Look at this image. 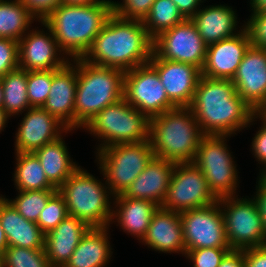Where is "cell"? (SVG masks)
<instances>
[{"label":"cell","instance_id":"6da1fadb","mask_svg":"<svg viewBox=\"0 0 266 267\" xmlns=\"http://www.w3.org/2000/svg\"><path fill=\"white\" fill-rule=\"evenodd\" d=\"M189 108L204 135L231 136L256 121V112L238 95L230 79L201 75Z\"/></svg>","mask_w":266,"mask_h":267},{"label":"cell","instance_id":"7a4b0ae2","mask_svg":"<svg viewBox=\"0 0 266 267\" xmlns=\"http://www.w3.org/2000/svg\"><path fill=\"white\" fill-rule=\"evenodd\" d=\"M152 52L153 40L143 22L120 18L113 13L82 59L126 72L148 63Z\"/></svg>","mask_w":266,"mask_h":267},{"label":"cell","instance_id":"3957f363","mask_svg":"<svg viewBox=\"0 0 266 267\" xmlns=\"http://www.w3.org/2000/svg\"><path fill=\"white\" fill-rule=\"evenodd\" d=\"M113 1L89 5L60 4L43 21L69 59L82 58L113 14Z\"/></svg>","mask_w":266,"mask_h":267},{"label":"cell","instance_id":"277c9868","mask_svg":"<svg viewBox=\"0 0 266 267\" xmlns=\"http://www.w3.org/2000/svg\"><path fill=\"white\" fill-rule=\"evenodd\" d=\"M203 136L189 107H176L150 118L149 140L155 157L191 163Z\"/></svg>","mask_w":266,"mask_h":267},{"label":"cell","instance_id":"5b68a950","mask_svg":"<svg viewBox=\"0 0 266 267\" xmlns=\"http://www.w3.org/2000/svg\"><path fill=\"white\" fill-rule=\"evenodd\" d=\"M72 60L77 66L74 102V129H76L84 128L98 112L123 98L125 72L94 65L82 58Z\"/></svg>","mask_w":266,"mask_h":267},{"label":"cell","instance_id":"8992f818","mask_svg":"<svg viewBox=\"0 0 266 267\" xmlns=\"http://www.w3.org/2000/svg\"><path fill=\"white\" fill-rule=\"evenodd\" d=\"M58 192L65 200L69 216L81 219L90 227L111 224L113 209L109 200L112 194L108 185L82 167L66 179Z\"/></svg>","mask_w":266,"mask_h":267},{"label":"cell","instance_id":"52a82bcc","mask_svg":"<svg viewBox=\"0 0 266 267\" xmlns=\"http://www.w3.org/2000/svg\"><path fill=\"white\" fill-rule=\"evenodd\" d=\"M85 128L102 139L98 151L116 144L148 141L150 119L122 98L98 112Z\"/></svg>","mask_w":266,"mask_h":267},{"label":"cell","instance_id":"ba28073f","mask_svg":"<svg viewBox=\"0 0 266 267\" xmlns=\"http://www.w3.org/2000/svg\"><path fill=\"white\" fill-rule=\"evenodd\" d=\"M96 153L112 198L123 194L154 157L150 140L107 146Z\"/></svg>","mask_w":266,"mask_h":267},{"label":"cell","instance_id":"9c48e42d","mask_svg":"<svg viewBox=\"0 0 266 267\" xmlns=\"http://www.w3.org/2000/svg\"><path fill=\"white\" fill-rule=\"evenodd\" d=\"M228 137L230 135H204L193 161L217 199L235 196L239 185L238 170L226 144Z\"/></svg>","mask_w":266,"mask_h":267},{"label":"cell","instance_id":"30bf717a","mask_svg":"<svg viewBox=\"0 0 266 267\" xmlns=\"http://www.w3.org/2000/svg\"><path fill=\"white\" fill-rule=\"evenodd\" d=\"M227 242L232 250L266 246V233L254 199L236 196L218 199ZM223 208V209H222Z\"/></svg>","mask_w":266,"mask_h":267},{"label":"cell","instance_id":"8fae6325","mask_svg":"<svg viewBox=\"0 0 266 267\" xmlns=\"http://www.w3.org/2000/svg\"><path fill=\"white\" fill-rule=\"evenodd\" d=\"M217 201L204 174L193 162L175 163L162 208L181 213Z\"/></svg>","mask_w":266,"mask_h":267},{"label":"cell","instance_id":"7c38bea8","mask_svg":"<svg viewBox=\"0 0 266 267\" xmlns=\"http://www.w3.org/2000/svg\"><path fill=\"white\" fill-rule=\"evenodd\" d=\"M123 90V98L149 119L176 108L168 99L157 71L149 63L125 72Z\"/></svg>","mask_w":266,"mask_h":267},{"label":"cell","instance_id":"4fadbf2b","mask_svg":"<svg viewBox=\"0 0 266 267\" xmlns=\"http://www.w3.org/2000/svg\"><path fill=\"white\" fill-rule=\"evenodd\" d=\"M185 250L230 248L219 202L180 213Z\"/></svg>","mask_w":266,"mask_h":267},{"label":"cell","instance_id":"5bb4252c","mask_svg":"<svg viewBox=\"0 0 266 267\" xmlns=\"http://www.w3.org/2000/svg\"><path fill=\"white\" fill-rule=\"evenodd\" d=\"M153 52L160 59L192 64L202 70L207 44L191 19H185L153 40Z\"/></svg>","mask_w":266,"mask_h":267},{"label":"cell","instance_id":"9a60e30c","mask_svg":"<svg viewBox=\"0 0 266 267\" xmlns=\"http://www.w3.org/2000/svg\"><path fill=\"white\" fill-rule=\"evenodd\" d=\"M40 23L49 33L32 29L18 41L19 68L26 71L60 69L69 59L63 56L51 29L43 21Z\"/></svg>","mask_w":266,"mask_h":267},{"label":"cell","instance_id":"2e32d148","mask_svg":"<svg viewBox=\"0 0 266 267\" xmlns=\"http://www.w3.org/2000/svg\"><path fill=\"white\" fill-rule=\"evenodd\" d=\"M232 82L251 109L262 112L266 108V48L250 45Z\"/></svg>","mask_w":266,"mask_h":267},{"label":"cell","instance_id":"e0dca14e","mask_svg":"<svg viewBox=\"0 0 266 267\" xmlns=\"http://www.w3.org/2000/svg\"><path fill=\"white\" fill-rule=\"evenodd\" d=\"M148 63L157 71L168 99L176 107H189L201 70L192 64L160 59L154 52Z\"/></svg>","mask_w":266,"mask_h":267},{"label":"cell","instance_id":"ac0fdd59","mask_svg":"<svg viewBox=\"0 0 266 267\" xmlns=\"http://www.w3.org/2000/svg\"><path fill=\"white\" fill-rule=\"evenodd\" d=\"M24 115L15 134L16 153H33L71 131L42 107H31Z\"/></svg>","mask_w":266,"mask_h":267},{"label":"cell","instance_id":"d6986e66","mask_svg":"<svg viewBox=\"0 0 266 267\" xmlns=\"http://www.w3.org/2000/svg\"><path fill=\"white\" fill-rule=\"evenodd\" d=\"M250 45V37L244 25L237 35L207 45L201 75L212 79L232 80Z\"/></svg>","mask_w":266,"mask_h":267},{"label":"cell","instance_id":"ffe728a7","mask_svg":"<svg viewBox=\"0 0 266 267\" xmlns=\"http://www.w3.org/2000/svg\"><path fill=\"white\" fill-rule=\"evenodd\" d=\"M77 87V66L70 60L53 70L50 93L42 108L68 129L74 130V102Z\"/></svg>","mask_w":266,"mask_h":267},{"label":"cell","instance_id":"44dd1931","mask_svg":"<svg viewBox=\"0 0 266 267\" xmlns=\"http://www.w3.org/2000/svg\"><path fill=\"white\" fill-rule=\"evenodd\" d=\"M142 243L155 251L182 253L185 256L186 250L180 213L158 207L152 216Z\"/></svg>","mask_w":266,"mask_h":267},{"label":"cell","instance_id":"7402d4cb","mask_svg":"<svg viewBox=\"0 0 266 267\" xmlns=\"http://www.w3.org/2000/svg\"><path fill=\"white\" fill-rule=\"evenodd\" d=\"M174 166L175 163L154 156L122 195L149 200L161 207L167 195Z\"/></svg>","mask_w":266,"mask_h":267},{"label":"cell","instance_id":"603a6c76","mask_svg":"<svg viewBox=\"0 0 266 267\" xmlns=\"http://www.w3.org/2000/svg\"><path fill=\"white\" fill-rule=\"evenodd\" d=\"M90 228L81 219L68 215L53 230L44 234V251L51 267H64Z\"/></svg>","mask_w":266,"mask_h":267},{"label":"cell","instance_id":"cb8c5ba5","mask_svg":"<svg viewBox=\"0 0 266 267\" xmlns=\"http://www.w3.org/2000/svg\"><path fill=\"white\" fill-rule=\"evenodd\" d=\"M0 223L8 246L28 249H44V233L39 226L26 220L5 196H0Z\"/></svg>","mask_w":266,"mask_h":267},{"label":"cell","instance_id":"d4e9b609","mask_svg":"<svg viewBox=\"0 0 266 267\" xmlns=\"http://www.w3.org/2000/svg\"><path fill=\"white\" fill-rule=\"evenodd\" d=\"M236 11L228 5H210L199 9L191 18L199 35L209 45L237 35L238 21ZM238 32H236V31Z\"/></svg>","mask_w":266,"mask_h":267},{"label":"cell","instance_id":"484cf974","mask_svg":"<svg viewBox=\"0 0 266 267\" xmlns=\"http://www.w3.org/2000/svg\"><path fill=\"white\" fill-rule=\"evenodd\" d=\"M113 199L116 210L113 207L112 220L116 221L111 222H117L124 232L142 241L159 206L149 200L128 198L122 194L114 196Z\"/></svg>","mask_w":266,"mask_h":267},{"label":"cell","instance_id":"4316f807","mask_svg":"<svg viewBox=\"0 0 266 267\" xmlns=\"http://www.w3.org/2000/svg\"><path fill=\"white\" fill-rule=\"evenodd\" d=\"M107 227H91L64 267H105L113 253Z\"/></svg>","mask_w":266,"mask_h":267},{"label":"cell","instance_id":"83f0119b","mask_svg":"<svg viewBox=\"0 0 266 267\" xmlns=\"http://www.w3.org/2000/svg\"><path fill=\"white\" fill-rule=\"evenodd\" d=\"M33 153L39 159L47 179L57 190L81 167L71 159L62 136L36 149Z\"/></svg>","mask_w":266,"mask_h":267},{"label":"cell","instance_id":"f1b7e54d","mask_svg":"<svg viewBox=\"0 0 266 267\" xmlns=\"http://www.w3.org/2000/svg\"><path fill=\"white\" fill-rule=\"evenodd\" d=\"M14 182L17 190H57L47 179L39 159L34 153H15Z\"/></svg>","mask_w":266,"mask_h":267},{"label":"cell","instance_id":"f546056e","mask_svg":"<svg viewBox=\"0 0 266 267\" xmlns=\"http://www.w3.org/2000/svg\"><path fill=\"white\" fill-rule=\"evenodd\" d=\"M34 21L20 0H0V38L19 41Z\"/></svg>","mask_w":266,"mask_h":267},{"label":"cell","instance_id":"4dcf8cb0","mask_svg":"<svg viewBox=\"0 0 266 267\" xmlns=\"http://www.w3.org/2000/svg\"><path fill=\"white\" fill-rule=\"evenodd\" d=\"M3 90L2 109L9 117L31 108L27 96L28 71L17 68L0 77Z\"/></svg>","mask_w":266,"mask_h":267},{"label":"cell","instance_id":"1f68e13d","mask_svg":"<svg viewBox=\"0 0 266 267\" xmlns=\"http://www.w3.org/2000/svg\"><path fill=\"white\" fill-rule=\"evenodd\" d=\"M184 20L185 18L172 0H155L142 22L149 37L154 40L161 33Z\"/></svg>","mask_w":266,"mask_h":267},{"label":"cell","instance_id":"d6a6232c","mask_svg":"<svg viewBox=\"0 0 266 267\" xmlns=\"http://www.w3.org/2000/svg\"><path fill=\"white\" fill-rule=\"evenodd\" d=\"M56 191L57 190H19V194L15 199L7 200L26 220L37 223L39 214L46 206L49 198Z\"/></svg>","mask_w":266,"mask_h":267},{"label":"cell","instance_id":"836d02e7","mask_svg":"<svg viewBox=\"0 0 266 267\" xmlns=\"http://www.w3.org/2000/svg\"><path fill=\"white\" fill-rule=\"evenodd\" d=\"M4 267H51L44 249L8 246L3 254Z\"/></svg>","mask_w":266,"mask_h":267},{"label":"cell","instance_id":"e575fe53","mask_svg":"<svg viewBox=\"0 0 266 267\" xmlns=\"http://www.w3.org/2000/svg\"><path fill=\"white\" fill-rule=\"evenodd\" d=\"M53 70L28 71L27 96L31 107H42L50 93Z\"/></svg>","mask_w":266,"mask_h":267},{"label":"cell","instance_id":"d590c367","mask_svg":"<svg viewBox=\"0 0 266 267\" xmlns=\"http://www.w3.org/2000/svg\"><path fill=\"white\" fill-rule=\"evenodd\" d=\"M68 216L67 206L58 190L49 198L38 217L37 225L46 234Z\"/></svg>","mask_w":266,"mask_h":267},{"label":"cell","instance_id":"8d00e7d4","mask_svg":"<svg viewBox=\"0 0 266 267\" xmlns=\"http://www.w3.org/2000/svg\"><path fill=\"white\" fill-rule=\"evenodd\" d=\"M231 248H199L187 250L185 257L193 262V267H218Z\"/></svg>","mask_w":266,"mask_h":267},{"label":"cell","instance_id":"74e56055","mask_svg":"<svg viewBox=\"0 0 266 267\" xmlns=\"http://www.w3.org/2000/svg\"><path fill=\"white\" fill-rule=\"evenodd\" d=\"M155 0H123L112 2L113 13L120 18L143 21Z\"/></svg>","mask_w":266,"mask_h":267},{"label":"cell","instance_id":"f35d334b","mask_svg":"<svg viewBox=\"0 0 266 267\" xmlns=\"http://www.w3.org/2000/svg\"><path fill=\"white\" fill-rule=\"evenodd\" d=\"M19 68L18 41L0 38V77Z\"/></svg>","mask_w":266,"mask_h":267},{"label":"cell","instance_id":"ab89813d","mask_svg":"<svg viewBox=\"0 0 266 267\" xmlns=\"http://www.w3.org/2000/svg\"><path fill=\"white\" fill-rule=\"evenodd\" d=\"M251 45L266 48V12H253L250 19L245 22Z\"/></svg>","mask_w":266,"mask_h":267},{"label":"cell","instance_id":"60d3db41","mask_svg":"<svg viewBox=\"0 0 266 267\" xmlns=\"http://www.w3.org/2000/svg\"><path fill=\"white\" fill-rule=\"evenodd\" d=\"M256 118L262 121L260 129L255 134L252 139V152L256 161L262 165L261 173L266 172V115L263 112H256Z\"/></svg>","mask_w":266,"mask_h":267},{"label":"cell","instance_id":"b9f144b4","mask_svg":"<svg viewBox=\"0 0 266 267\" xmlns=\"http://www.w3.org/2000/svg\"><path fill=\"white\" fill-rule=\"evenodd\" d=\"M30 14L39 22L44 21L62 0H20Z\"/></svg>","mask_w":266,"mask_h":267},{"label":"cell","instance_id":"7bdbcfd3","mask_svg":"<svg viewBox=\"0 0 266 267\" xmlns=\"http://www.w3.org/2000/svg\"><path fill=\"white\" fill-rule=\"evenodd\" d=\"M245 267H266V246L243 250Z\"/></svg>","mask_w":266,"mask_h":267},{"label":"cell","instance_id":"ee69618b","mask_svg":"<svg viewBox=\"0 0 266 267\" xmlns=\"http://www.w3.org/2000/svg\"><path fill=\"white\" fill-rule=\"evenodd\" d=\"M256 186V195L253 197L255 200L259 213L261 215L263 228L266 233V185L258 179Z\"/></svg>","mask_w":266,"mask_h":267},{"label":"cell","instance_id":"f6af8a7d","mask_svg":"<svg viewBox=\"0 0 266 267\" xmlns=\"http://www.w3.org/2000/svg\"><path fill=\"white\" fill-rule=\"evenodd\" d=\"M185 19H191L205 0H172Z\"/></svg>","mask_w":266,"mask_h":267},{"label":"cell","instance_id":"bcb514c9","mask_svg":"<svg viewBox=\"0 0 266 267\" xmlns=\"http://www.w3.org/2000/svg\"><path fill=\"white\" fill-rule=\"evenodd\" d=\"M218 267H245L243 250H231Z\"/></svg>","mask_w":266,"mask_h":267},{"label":"cell","instance_id":"7dc6e473","mask_svg":"<svg viewBox=\"0 0 266 267\" xmlns=\"http://www.w3.org/2000/svg\"><path fill=\"white\" fill-rule=\"evenodd\" d=\"M252 12H266V0H250Z\"/></svg>","mask_w":266,"mask_h":267},{"label":"cell","instance_id":"c3c4849f","mask_svg":"<svg viewBox=\"0 0 266 267\" xmlns=\"http://www.w3.org/2000/svg\"><path fill=\"white\" fill-rule=\"evenodd\" d=\"M105 0H62V3L71 5H89L94 3H101Z\"/></svg>","mask_w":266,"mask_h":267},{"label":"cell","instance_id":"681fc988","mask_svg":"<svg viewBox=\"0 0 266 267\" xmlns=\"http://www.w3.org/2000/svg\"><path fill=\"white\" fill-rule=\"evenodd\" d=\"M7 247H8L7 238L0 223V255L4 254Z\"/></svg>","mask_w":266,"mask_h":267},{"label":"cell","instance_id":"f907efd6","mask_svg":"<svg viewBox=\"0 0 266 267\" xmlns=\"http://www.w3.org/2000/svg\"><path fill=\"white\" fill-rule=\"evenodd\" d=\"M8 119L9 116L7 113L3 109H0V133L3 129H5Z\"/></svg>","mask_w":266,"mask_h":267},{"label":"cell","instance_id":"816d5d0a","mask_svg":"<svg viewBox=\"0 0 266 267\" xmlns=\"http://www.w3.org/2000/svg\"><path fill=\"white\" fill-rule=\"evenodd\" d=\"M3 99H4V96H3L2 84L0 80V109H2V106H3Z\"/></svg>","mask_w":266,"mask_h":267},{"label":"cell","instance_id":"f5cc1de1","mask_svg":"<svg viewBox=\"0 0 266 267\" xmlns=\"http://www.w3.org/2000/svg\"><path fill=\"white\" fill-rule=\"evenodd\" d=\"M0 267H4V264H3V255H0Z\"/></svg>","mask_w":266,"mask_h":267},{"label":"cell","instance_id":"db71d44e","mask_svg":"<svg viewBox=\"0 0 266 267\" xmlns=\"http://www.w3.org/2000/svg\"><path fill=\"white\" fill-rule=\"evenodd\" d=\"M259 179L266 185V177H259Z\"/></svg>","mask_w":266,"mask_h":267},{"label":"cell","instance_id":"11a10c76","mask_svg":"<svg viewBox=\"0 0 266 267\" xmlns=\"http://www.w3.org/2000/svg\"><path fill=\"white\" fill-rule=\"evenodd\" d=\"M261 175L259 177H266V172L260 173Z\"/></svg>","mask_w":266,"mask_h":267},{"label":"cell","instance_id":"9f6ffc18","mask_svg":"<svg viewBox=\"0 0 266 267\" xmlns=\"http://www.w3.org/2000/svg\"><path fill=\"white\" fill-rule=\"evenodd\" d=\"M262 112L266 115V108Z\"/></svg>","mask_w":266,"mask_h":267}]
</instances>
